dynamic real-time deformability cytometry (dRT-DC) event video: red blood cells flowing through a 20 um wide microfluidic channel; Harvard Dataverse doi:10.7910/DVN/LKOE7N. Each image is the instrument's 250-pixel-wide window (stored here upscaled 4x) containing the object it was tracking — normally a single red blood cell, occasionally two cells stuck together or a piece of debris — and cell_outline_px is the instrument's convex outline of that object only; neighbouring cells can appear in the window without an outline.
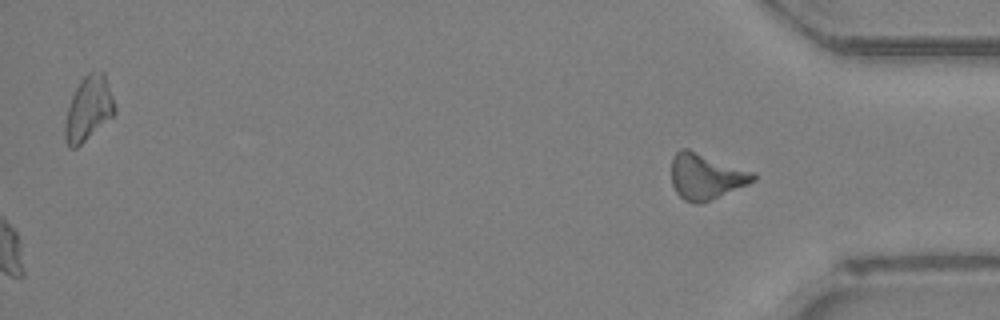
{"species": "Egyptian fruit bat (a non-hibernating species)", "species_latin": "Rousettus aegyptiacus", "temperature_condition": "room temperature", "stored_images_in_passage": 38, "camera_frame_rate_fps": 3000, "um_per_image_px": 0.085, "animal": {"sex": "female"}, "frame": {"image": 1, "passage_image": 38, "time_ms": 12.333, "image_size_px": [1000, 320], "cell_outline_px": [[756, 180], [748, 184], [708, 200], [696, 204], [684, 200], [676, 192], [672, 184], [672, 156], [680, 148], [688, 148], [756, 172]], "centroid_in_image_um": [60.0, 14.96], "position_along_channel_um": 375.2, "area_um2": 21.85}}